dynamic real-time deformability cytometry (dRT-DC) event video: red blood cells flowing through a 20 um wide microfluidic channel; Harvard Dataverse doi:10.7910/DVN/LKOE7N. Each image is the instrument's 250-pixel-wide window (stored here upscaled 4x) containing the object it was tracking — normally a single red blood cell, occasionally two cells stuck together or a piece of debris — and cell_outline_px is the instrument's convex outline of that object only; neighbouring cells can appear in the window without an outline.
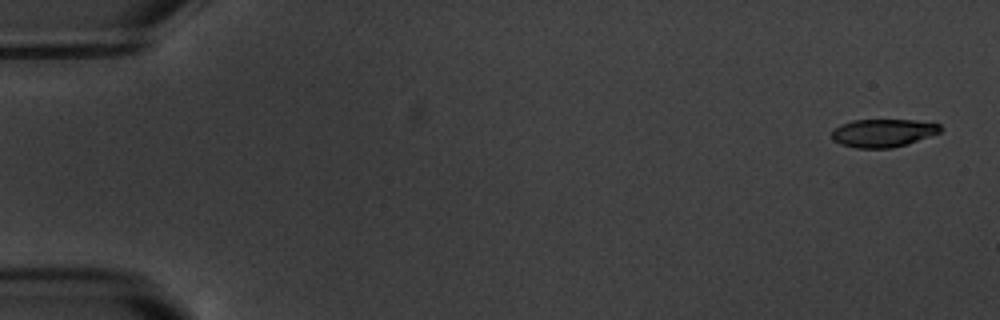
{"species": "common noctule bat (a hibernating species)", "species_latin": "Nyctalus noctula", "temperature_condition": "warm", "stored_images_in_passage": 4, "camera_frame_rate_fps": 3000, "um_per_image_px": 0.085, "animal": {"sex": "male", "body_mass_g": 20.1, "forearm_length_mm": 53.5}, "frame": {"image": 1, "passage_image": 1, "time_ms": 0.0, "image_size_px": [1000, 320], "cell_outline_px": [[940, 132], [908, 144], [892, 148], [856, 148], [840, 144], [832, 140], [832, 132], [840, 124], [852, 120], [916, 120], [940, 124]], "centroid_in_image_um": [75.03, 11.3], "position_along_channel_um": 10.0, "area_um2": 17.74}}
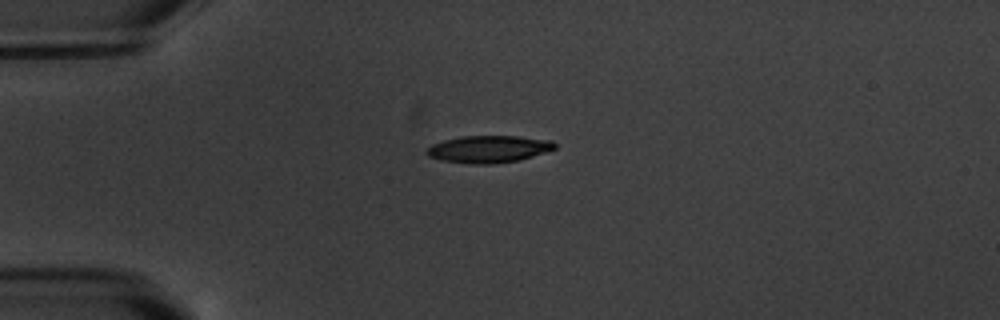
{"frame": {"image": 2, "passage_image": 4, "time_ms": 4.333, "image_size_px": [1000, 320], "cell_outline_px": [[556, 148], [520, 160], [492, 164], [472, 164], [444, 160], [428, 156], [424, 152], [432, 144], [444, 140], [460, 136], [516, 136], [552, 140], [556, 144]], "centroid_in_image_um": [41.53, 12.67], "position_along_channel_um": 43.5, "area_um2": 20.17}}